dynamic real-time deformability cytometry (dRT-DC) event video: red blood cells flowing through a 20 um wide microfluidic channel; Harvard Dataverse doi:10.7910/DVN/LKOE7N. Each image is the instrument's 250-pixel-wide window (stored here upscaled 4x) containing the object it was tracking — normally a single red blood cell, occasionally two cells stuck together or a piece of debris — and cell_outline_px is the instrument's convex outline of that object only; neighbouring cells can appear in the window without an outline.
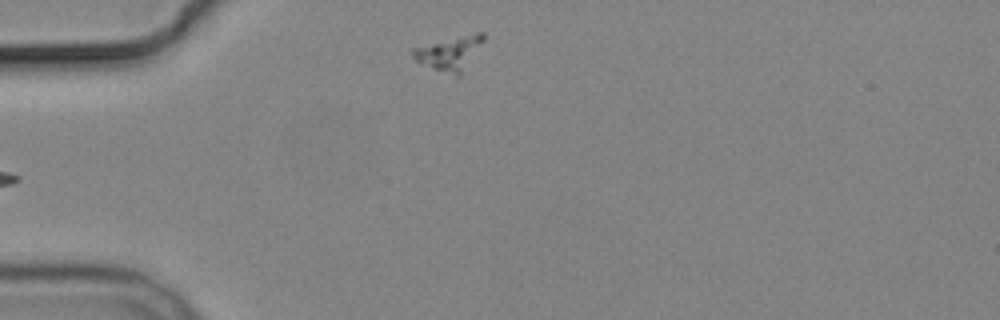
{"species": "common noctule bat (a hibernating species)", "species_latin": "Nyctalus noctula", "temperature_condition": "cold", "stored_images_in_passage": 7, "segment_of_instrument_passage": [2, 2], "camera_frame_rate_fps": 3000, "um_per_image_px": 0.085, "animal": {"sex": "male", "body_mass_g": 19.2, "forearm_length_mm": 51.8}, "frame": {"image": 1, "passage_image": 7, "time_ms": 6.667, "image_size_px": [1000, 320], "cell_outline_px": [[484, 40], [460, 76], [456, 76], [432, 68], [416, 60], [412, 56], [412, 48], [476, 32], [484, 32]], "centroid_in_image_um": [38.24, 4.52], "position_along_channel_um": 46.8, "area_um2": 13.47}}